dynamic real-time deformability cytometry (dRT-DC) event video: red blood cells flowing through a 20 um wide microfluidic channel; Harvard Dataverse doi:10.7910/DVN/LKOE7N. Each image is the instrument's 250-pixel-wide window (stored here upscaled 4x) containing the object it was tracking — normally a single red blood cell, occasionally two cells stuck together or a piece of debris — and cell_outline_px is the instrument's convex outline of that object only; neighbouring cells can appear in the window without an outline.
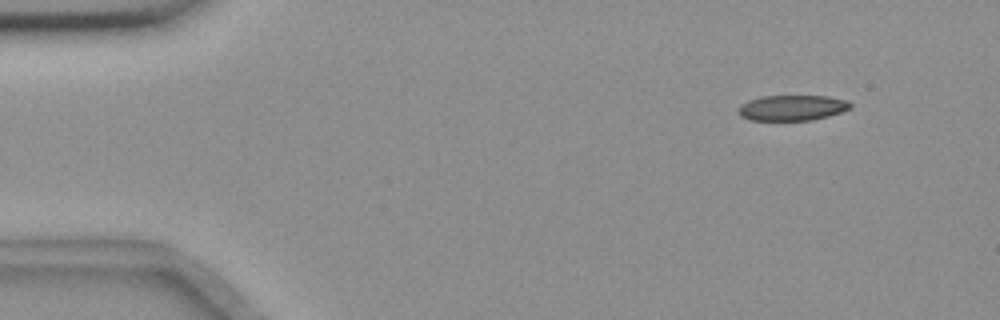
{"species": "common noctule bat (a hibernating species)", "species_latin": "Nyctalus noctula", "temperature_condition": "room temperature", "stored_images_in_passage": 4, "camera_frame_rate_fps": 3000, "um_per_image_px": 0.085, "animal": {"sex": "female", "body_mass_g": 18.4}, "frame": {"image": 1, "passage_image": 2, "time_ms": 1.0, "image_size_px": [1000, 320], "cell_outline_px": [[852, 108], [828, 116], [812, 120], [748, 120], [740, 116], [736, 112], [736, 108], [740, 104], [748, 100], [760, 96], [828, 96], [848, 100], [852, 104]], "centroid_in_image_um": [67.29, 9.16], "position_along_channel_um": 17.7, "area_um2": 16.94}}
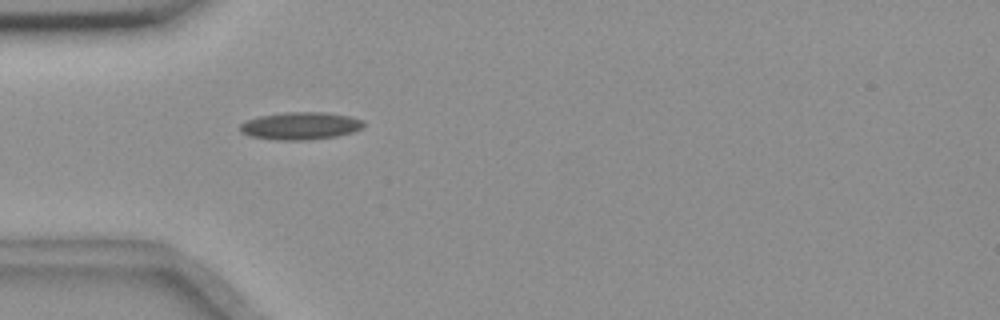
{"frame": {"image": 2, "passage_image": 4, "time_ms": 4.667, "image_size_px": [1000, 320], "cell_outline_px": [[364, 124], [360, 128], [352, 132], [336, 136], [308, 140], [276, 140], [252, 136], [240, 132], [240, 124], [248, 120], [260, 116], [288, 112], [324, 112], [352, 116], [364, 120]], "centroid_in_image_um": [25.56, 10.69], "position_along_channel_um": 59.4, "area_um2": 19.71}}